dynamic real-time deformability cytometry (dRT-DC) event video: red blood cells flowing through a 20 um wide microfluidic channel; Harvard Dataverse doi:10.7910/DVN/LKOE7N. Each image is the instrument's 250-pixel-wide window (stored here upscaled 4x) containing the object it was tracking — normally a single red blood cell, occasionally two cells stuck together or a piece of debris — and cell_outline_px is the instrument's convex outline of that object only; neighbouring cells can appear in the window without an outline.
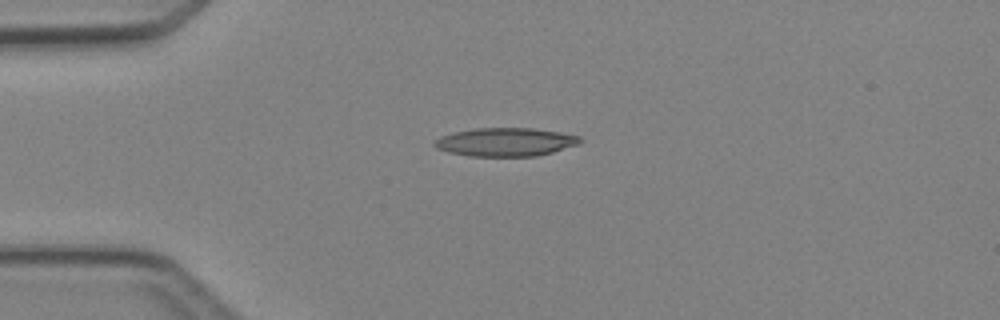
{"species": "Egyptian fruit bat (a non-hibernating species)", "species_latin": "Rousettus aegyptiacus", "temperature_condition": "cold", "stored_images_in_passage": 3, "camera_frame_rate_fps": 3000, "um_per_image_px": 0.085, "animal": {"sex": "female"}, "frame": {"image": 1, "passage_image": 1, "time_ms": 0.0, "image_size_px": [1000, 320], "cell_outline_px": [[584, 140], [580, 144], [552, 152], [536, 156], [468, 156], [448, 152], [436, 148], [432, 144], [440, 136], [472, 128], [532, 128], [560, 132], [580, 136]], "centroid_in_image_um": [42.99, 12.07], "position_along_channel_um": 42.0, "area_um2": 24.22}}
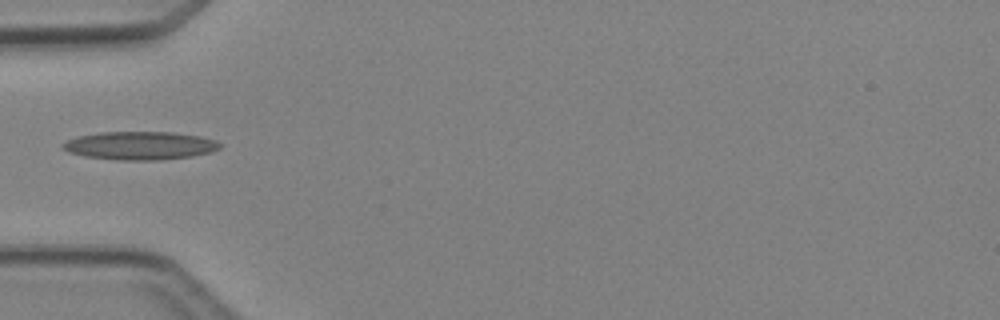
{"frame": {"image": 2, "passage_image": 2, "time_ms": 1.333, "image_size_px": [1000, 320], "cell_outline_px": [[220, 148], [212, 152], [192, 156], [160, 160], [116, 160], [84, 156], [68, 152], [60, 148], [60, 144], [76, 136], [100, 132], [172, 132], [200, 136], [216, 140], [220, 144]], "centroid_in_image_um": [11.86, 12.38], "position_along_channel_um": 73.1, "area_um2": 26.07}}
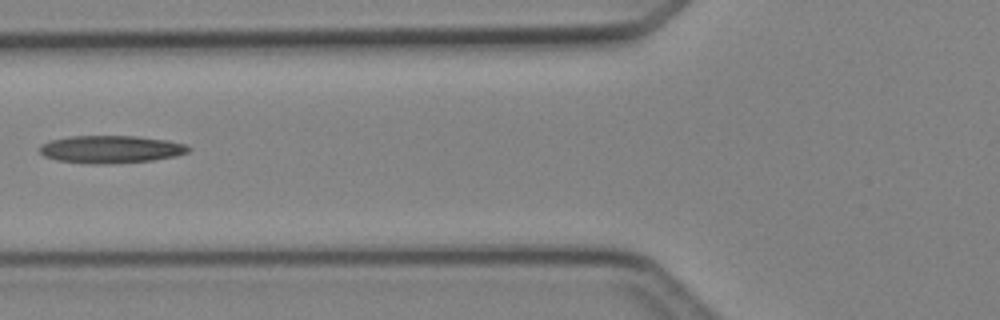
{"frame": {"image": 3, "passage_image": 3, "time_ms": 2.333, "image_size_px": [1000, 320], "cell_outline_px": [[192, 148], [188, 152], [176, 156], [152, 160], [108, 164], [92, 164], [56, 160], [44, 156], [40, 152], [40, 144], [48, 140], [72, 136], [136, 136], [168, 140], [184, 144]], "centroid_in_image_um": [9.41, 12.69], "position_along_channel_um": 116.4, "area_um2": 24.04}}